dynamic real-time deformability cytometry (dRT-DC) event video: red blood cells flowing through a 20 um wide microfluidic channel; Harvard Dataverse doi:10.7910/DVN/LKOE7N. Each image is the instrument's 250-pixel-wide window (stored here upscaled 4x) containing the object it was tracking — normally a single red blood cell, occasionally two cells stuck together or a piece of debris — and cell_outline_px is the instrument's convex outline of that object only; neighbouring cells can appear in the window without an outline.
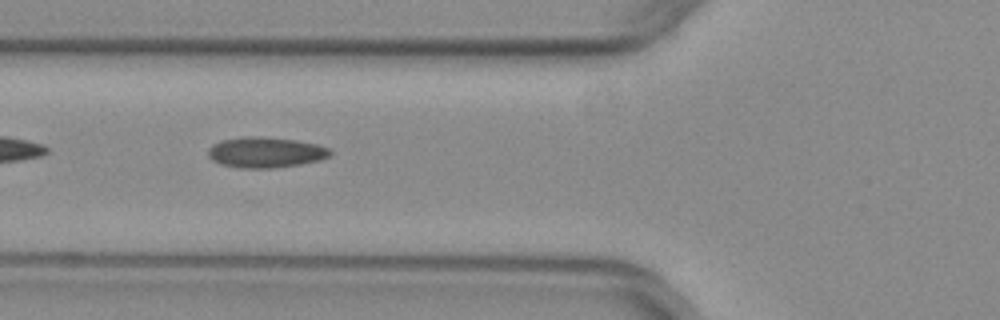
{"species": "common noctule bat (a hibernating species)", "species_latin": "Nyctalus noctula", "temperature_condition": "warm", "stored_images_in_passage": 51, "camera_frame_rate_fps": 3000, "um_per_image_px": 0.085, "animal": {"sex": "female", "body_mass_g": 29.2, "forearm_length_mm": 56.3}, "frame": {"image": 1, "passage_image": 19, "time_ms": 6.0, "image_size_px": [1000, 320], "cell_outline_px": [[332, 152], [328, 156], [320, 160], [300, 164], [276, 168], [236, 168], [220, 164], [212, 160], [208, 156], [208, 148], [212, 144], [220, 140], [240, 136], [256, 136], [296, 140], [316, 144], [328, 148]], "centroid_in_image_um": [22.51, 12.95], "position_along_channel_um": 103.3, "area_um2": 21.96}}
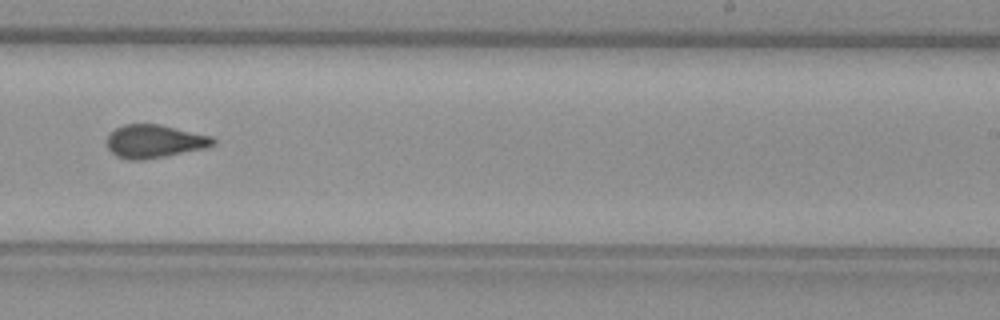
{"frame": {"image": 2, "passage_image": 32, "time_ms": 10.333, "image_size_px": [1000, 320], "cell_outline_px": [[216, 144], [204, 148], [144, 160], [128, 160], [116, 156], [104, 144], [108, 136], [116, 128], [124, 124], [160, 124], [212, 136], [216, 140]], "centroid_in_image_um": [13.1, 12.01], "position_along_channel_um": 275.9, "area_um2": 20.58}}
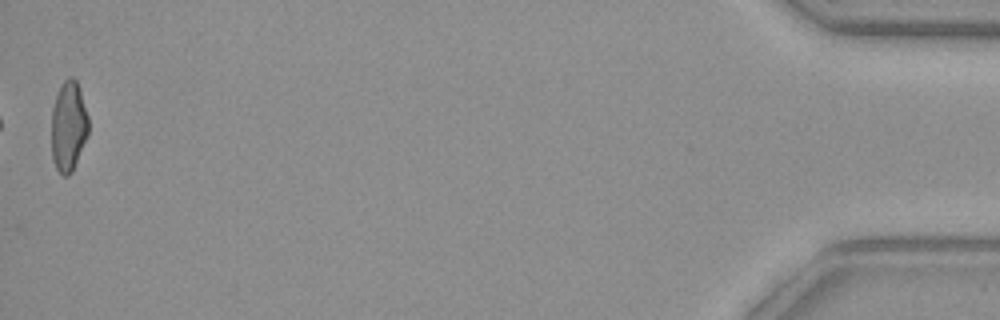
{"frame": {"image": 3, "passage_image": 51, "time_ms": 16.667, "image_size_px": [1000, 320], "cell_outline_px": [[88, 136], [72, 172], [68, 176], [64, 176], [56, 168], [52, 160], [52, 108], [60, 84], [68, 76], [72, 76], [76, 80], [88, 116]], "centroid_in_image_um": [5.82, 10.74], "position_along_channel_um": 429.4, "area_um2": 19.48}, "authors_computed_cell_mechanics": {"area_um2": 20.8658, "velocity_mm_per_s": 3.9835, "shape_relaxation_time_tau1_ms": null, "shape_relaxation_time_tau2_ms": 1.581, "deformation_change_tau1": null, "deformation_change_tau2": 0.0928}}